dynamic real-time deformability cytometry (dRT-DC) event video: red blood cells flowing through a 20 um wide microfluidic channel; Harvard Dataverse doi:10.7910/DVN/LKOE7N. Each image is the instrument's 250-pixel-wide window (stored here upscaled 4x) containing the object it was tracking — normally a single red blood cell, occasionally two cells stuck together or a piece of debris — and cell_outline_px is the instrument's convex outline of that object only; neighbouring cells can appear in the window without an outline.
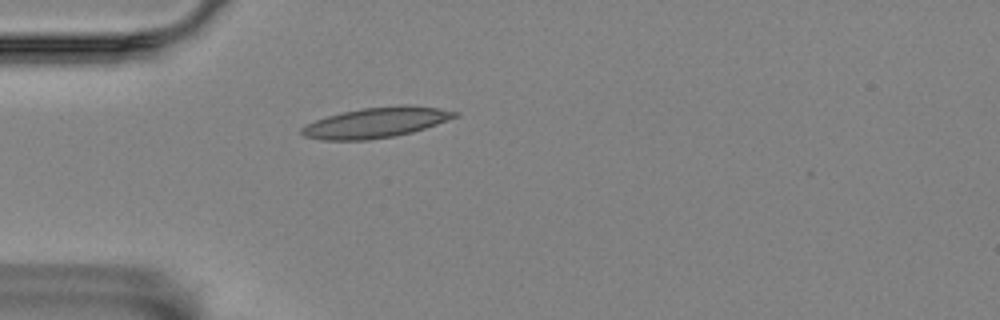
{"species": "Egyptian fruit bat (a non-hibernating species)", "species_latin": "Rousettus aegyptiacus", "temperature_condition": "room temperature", "stored_images_in_passage": 1, "camera_frame_rate_fps": 3000, "um_per_image_px": 0.085, "animal": {"sex": "female"}, "frame": {"image": 1, "passage_image": 1, "time_ms": 0.0, "image_size_px": [1000, 320], "cell_outline_px": [[460, 116], [412, 132], [392, 136], [368, 140], [320, 140], [304, 136], [300, 132], [300, 128], [316, 120], [340, 112], [360, 108], [400, 104], [408, 104], [440, 108], [460, 112]], "centroid_in_image_um": [31.99, 10.4], "position_along_channel_um": 53.0, "area_um2": 27.28}}